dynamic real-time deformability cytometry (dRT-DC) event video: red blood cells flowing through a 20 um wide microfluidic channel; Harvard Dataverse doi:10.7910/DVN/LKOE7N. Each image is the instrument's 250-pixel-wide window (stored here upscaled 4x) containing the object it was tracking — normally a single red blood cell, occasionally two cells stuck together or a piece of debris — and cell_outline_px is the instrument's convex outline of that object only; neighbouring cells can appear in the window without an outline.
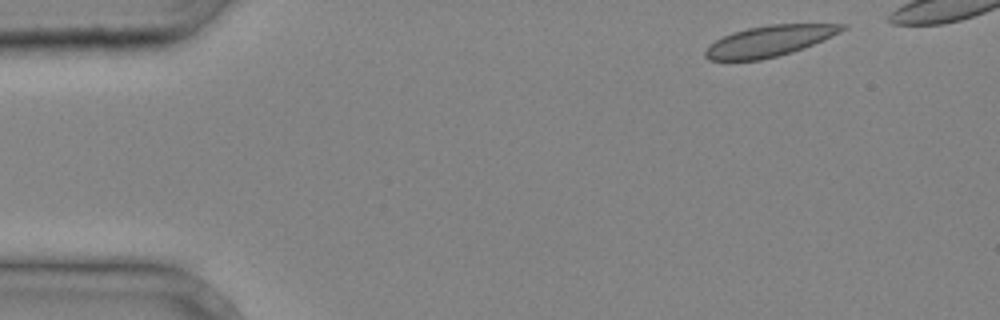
{"species": "common noctule bat (a hibernating species)", "species_latin": "Nyctalus noctula", "temperature_condition": "cold", "stored_images_in_passage": 4, "camera_frame_rate_fps": 3000, "um_per_image_px": 0.085, "animal": {"sex": "male", "body_mass_g": 20.4}, "frame": {"image": 1, "passage_image": 1, "time_ms": 0.0, "image_size_px": [1000, 320], "cell_outline_px": [[848, 28], [840, 32], [804, 48], [792, 52], [760, 60], [708, 60], [704, 56], [704, 52], [716, 40], [732, 32], [748, 28], [768, 24], [848, 24]], "centroid_in_image_um": [65.41, 3.48], "position_along_channel_um": 19.6, "area_um2": 24.39}}